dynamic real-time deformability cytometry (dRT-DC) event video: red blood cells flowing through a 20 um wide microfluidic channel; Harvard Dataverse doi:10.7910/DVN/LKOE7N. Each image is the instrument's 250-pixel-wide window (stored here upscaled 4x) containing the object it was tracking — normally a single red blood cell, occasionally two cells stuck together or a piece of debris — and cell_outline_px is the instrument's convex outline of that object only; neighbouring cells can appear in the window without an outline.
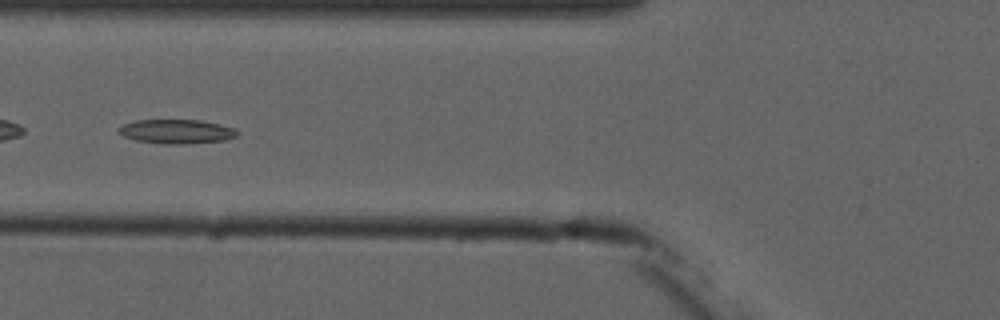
{"species": "common noctule bat (a hibernating species)", "species_latin": "Nyctalus noctula", "temperature_condition": "cold", "stored_images_in_passage": 8, "camera_frame_rate_fps": 3000, "um_per_image_px": 0.085, "animal": {"sex": "male", "forearm_length_mm": 52.5}, "frame": {"image": 1, "passage_image": 6, "time_ms": 5.667, "image_size_px": [1000, 320], "cell_outline_px": [[240, 132], [236, 136], [224, 140], [180, 144], [168, 144], [136, 140], [124, 136], [116, 128], [124, 124], [136, 120], [200, 120], [220, 124], [236, 128]], "centroid_in_image_um": [15.04, 11.16], "position_along_channel_um": 110.8, "area_um2": 16.59}}
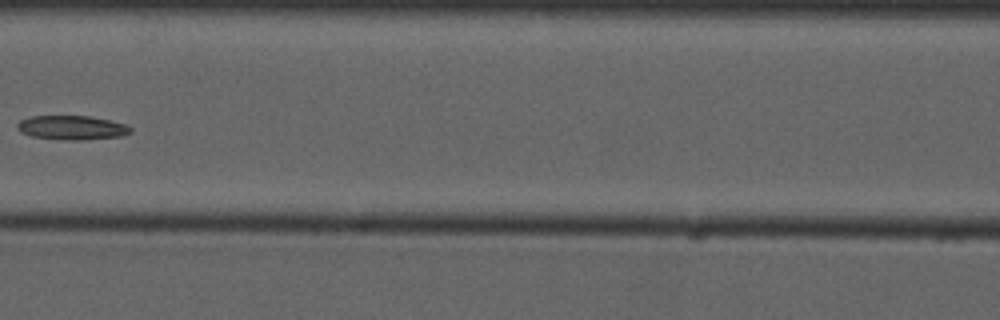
{"frame": {"image": 2, "passage_image": 7, "time_ms": 7.0, "image_size_px": [1000, 320], "cell_outline_px": [[132, 132], [120, 136], [84, 140], [64, 140], [32, 136], [20, 132], [16, 128], [16, 124], [20, 120], [32, 116], [88, 116], [108, 120], [124, 124], [132, 128]], "centroid_in_image_um": [6.08, 10.85], "position_along_channel_um": 160.5, "area_um2": 15.9}}
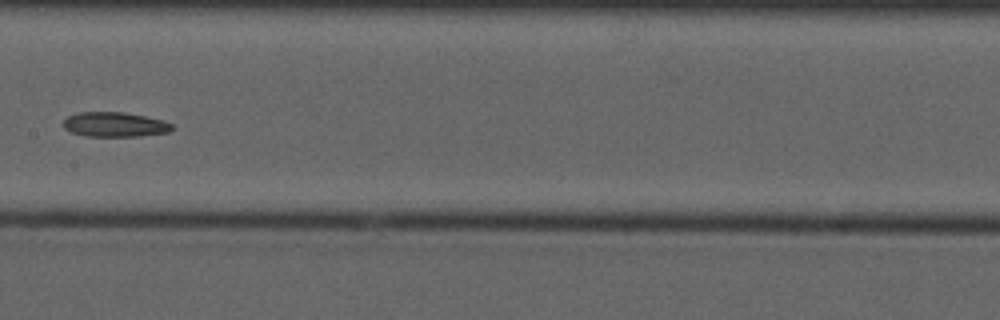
{"frame": {"image": 3, "passage_image": 8, "time_ms": 8.0, "image_size_px": [1000, 320], "cell_outline_px": [[172, 128], [168, 132], [140, 136], [84, 136], [72, 132], [64, 128], [64, 120], [68, 116], [80, 112], [120, 112], [144, 116], [160, 120], [172, 124]], "centroid_in_image_um": [9.72, 10.59], "position_along_channel_um": 197.7, "area_um2": 15.37}}